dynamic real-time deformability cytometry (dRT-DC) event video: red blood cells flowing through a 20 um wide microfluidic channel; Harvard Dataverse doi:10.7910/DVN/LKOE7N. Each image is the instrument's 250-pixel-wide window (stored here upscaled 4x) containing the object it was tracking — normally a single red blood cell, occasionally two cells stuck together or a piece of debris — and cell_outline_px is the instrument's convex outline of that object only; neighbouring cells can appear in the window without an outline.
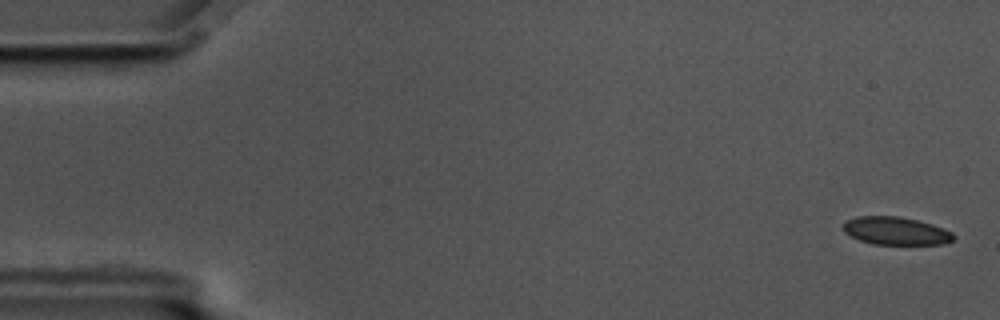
{"species": "common noctule bat (a hibernating species)", "species_latin": "Nyctalus noctula", "temperature_condition": "cold", "stored_images_in_passage": 2, "camera_frame_rate_fps": 3000, "um_per_image_px": 0.085, "animal": {"sex": "male", "body_mass_g": 17.5, "forearm_length_mm": 52.3}, "frame": {"image": 1, "passage_image": 1, "time_ms": 0.0, "image_size_px": [1000, 320], "cell_outline_px": [[956, 236], [952, 240], [944, 244], [872, 244], [860, 240], [844, 232], [840, 228], [840, 224], [856, 216], [900, 216], [932, 224], [944, 228], [952, 232]], "centroid_in_image_um": [76.12, 19.62], "position_along_channel_um": 8.9, "area_um2": 18.09}}